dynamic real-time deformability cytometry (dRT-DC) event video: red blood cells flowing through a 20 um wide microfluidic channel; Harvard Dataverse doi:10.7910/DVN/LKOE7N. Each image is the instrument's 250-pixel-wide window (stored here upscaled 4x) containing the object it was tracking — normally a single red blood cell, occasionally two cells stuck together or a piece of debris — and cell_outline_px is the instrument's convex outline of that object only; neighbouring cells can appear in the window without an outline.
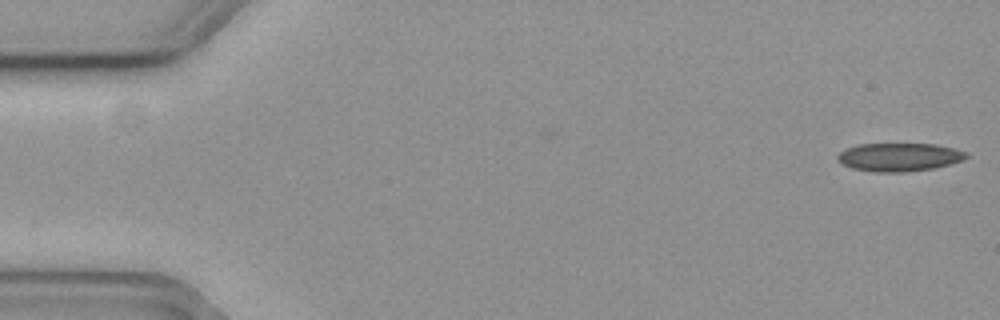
{"species": "common noctule bat (a hibernating species)", "species_latin": "Nyctalus noctula", "temperature_condition": "cold", "stored_images_in_passage": 48, "camera_frame_rate_fps": 3000, "um_per_image_px": 0.085, "animal": {"sex": "female", "body_mass_g": 19.3, "forearm_length_mm": 54.1}, "frame": {"image": 1, "passage_image": 1, "time_ms": 0.0, "image_size_px": [1000, 320], "cell_outline_px": [[968, 156], [964, 160], [932, 168], [904, 172], [872, 172], [852, 168], [840, 164], [836, 160], [836, 156], [840, 152], [848, 148], [860, 144], [936, 144], [956, 148], [968, 152]], "centroid_in_image_um": [76.42, 13.35], "position_along_channel_um": 8.6, "area_um2": 21.33}}
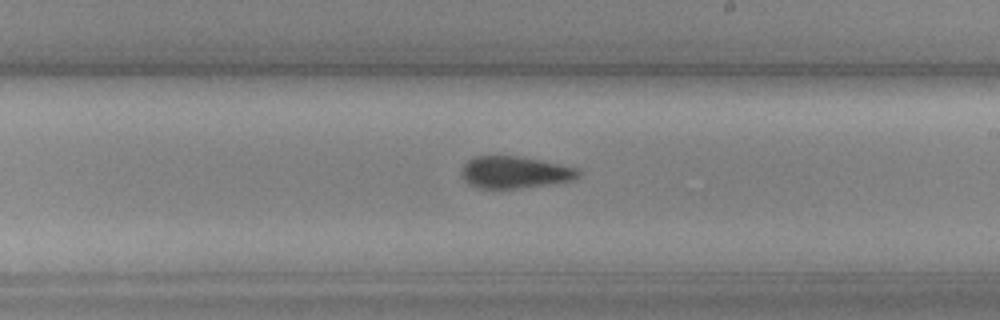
{"frame": {"image": 2, "passage_image": 32, "time_ms": 10.333, "image_size_px": [1000, 320], "cell_outline_px": [[580, 176], [572, 180], [520, 188], [476, 188], [468, 184], [460, 176], [460, 172], [464, 164], [468, 160], [476, 156], [512, 156], [540, 160], [580, 168]], "centroid_in_image_um": [43.72, 14.65], "position_along_channel_um": 245.3, "area_um2": 21.73}}
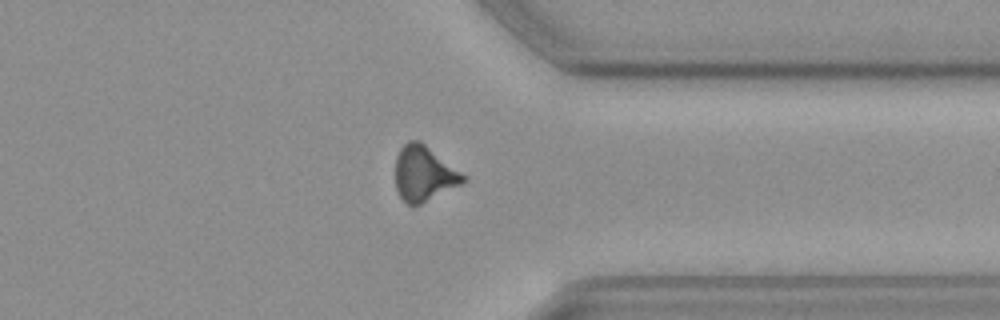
{"frame": {"image": 3, "passage_image": 43, "time_ms": 14.0, "image_size_px": [1000, 320], "cell_outline_px": [[468, 180], [420, 204], [408, 204], [400, 196], [396, 188], [396, 156], [400, 148], [408, 140], [420, 140], [468, 176]], "centroid_in_image_um": [36.05, 14.72], "position_along_channel_um": 375.3, "area_um2": 21.73}, "authors_computed_cell_mechanics": {"area_um2": 21.7617, "velocity_mm_per_s": 3.6849, "shape_relaxation_time_tau1_ms": null, "shape_relaxation_time_tau2_ms": 9.0218, "deformation_change_tau1": null, "deformation_change_tau2": 0.1679}}